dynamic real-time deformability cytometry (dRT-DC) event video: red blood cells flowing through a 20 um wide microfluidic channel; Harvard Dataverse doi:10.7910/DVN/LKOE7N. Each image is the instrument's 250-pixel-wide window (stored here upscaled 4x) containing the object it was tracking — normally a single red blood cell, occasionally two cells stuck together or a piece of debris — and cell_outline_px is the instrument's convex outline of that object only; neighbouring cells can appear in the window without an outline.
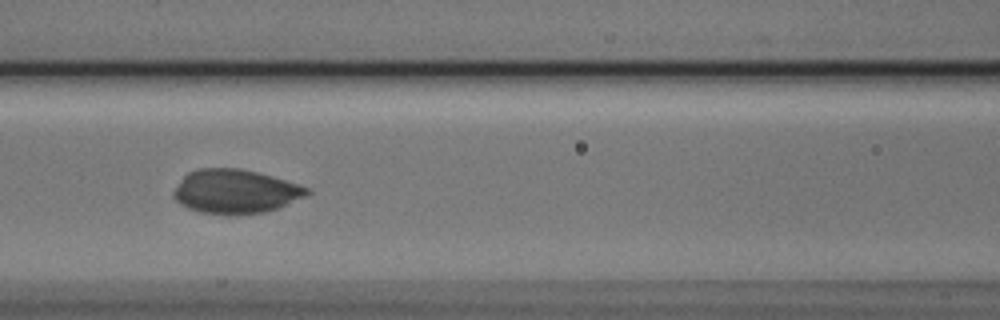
{"species": "Egyptian fruit bat (a non-hibernating species)", "species_latin": "Rousettus aegyptiacus", "temperature_condition": "cold", "stored_images_in_passage": 6, "camera_frame_rate_fps": 3000, "um_per_image_px": 0.085, "animal": {"sex": "male"}, "frame": {"image": 1, "passage_image": 4, "time_ms": 1.0, "image_size_px": [1000, 320], "cell_outline_px": [[312, 192], [304, 196], [276, 208], [264, 212], [240, 216], [228, 216], [200, 212], [188, 208], [180, 204], [172, 196], [172, 192], [184, 176], [188, 172], [200, 168], [240, 168], [272, 176], [308, 188]], "centroid_in_image_um": [19.95, 16.29], "position_along_channel_um": 146.6, "area_um2": 34.22}}
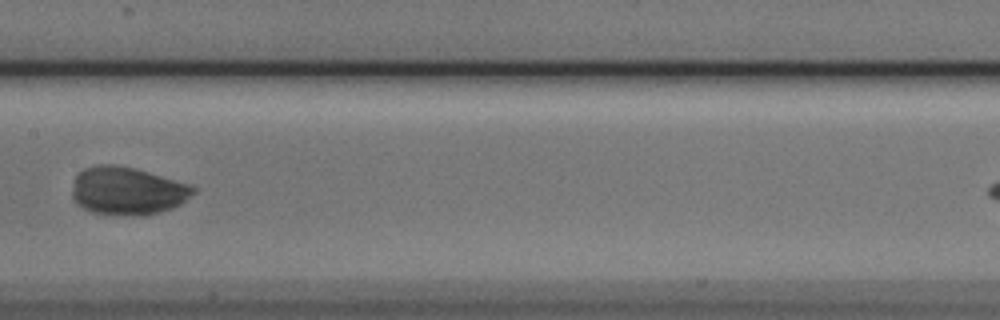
{"frame": {"image": 2, "passage_image": 5, "time_ms": 1.333, "image_size_px": [1000, 320], "cell_outline_px": [[196, 192], [180, 204], [172, 208], [160, 212], [144, 216], [116, 216], [92, 212], [84, 208], [72, 196], [72, 188], [76, 176], [84, 168], [96, 164], [116, 164], [136, 168], [188, 184], [196, 188]], "centroid_in_image_um": [10.83, 16.23], "position_along_channel_um": 196.6, "area_um2": 34.04}}
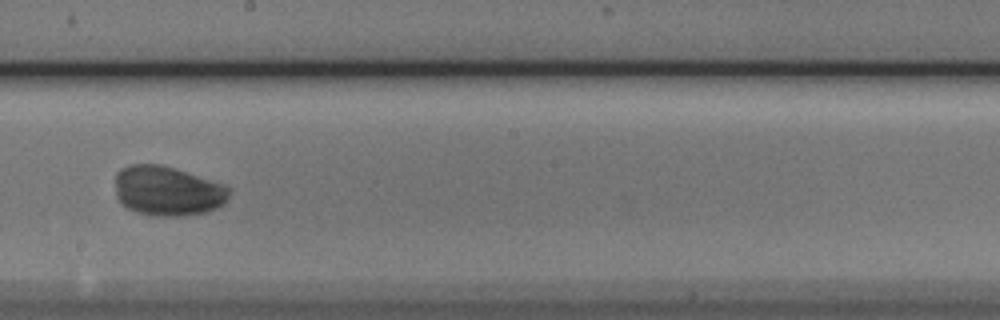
{"frame": {"image": 3, "passage_image": 6, "time_ms": 1.667, "image_size_px": [1000, 320], "cell_outline_px": [[232, 192], [228, 200], [224, 204], [208, 212], [184, 216], [152, 216], [136, 212], [120, 204], [116, 196], [116, 172], [120, 168], [128, 164], [160, 164], [232, 188]], "centroid_in_image_um": [14.22, 16.25], "position_along_channel_um": 234.0, "area_um2": 33.18}}